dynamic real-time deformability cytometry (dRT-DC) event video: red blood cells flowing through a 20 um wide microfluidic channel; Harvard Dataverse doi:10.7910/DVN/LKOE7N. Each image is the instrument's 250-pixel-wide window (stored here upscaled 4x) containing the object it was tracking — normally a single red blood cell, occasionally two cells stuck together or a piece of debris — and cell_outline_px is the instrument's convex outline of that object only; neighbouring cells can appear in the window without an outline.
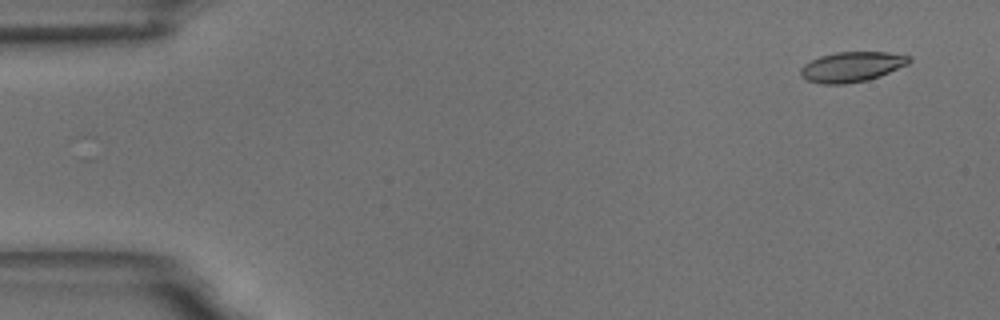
{"species": "common noctule bat (a hibernating species)", "species_latin": "Nyctalus noctula", "temperature_condition": "room temperature", "stored_images_in_passage": 5, "camera_frame_rate_fps": 3000, "um_per_image_px": 0.085, "animal": {"sex": "male", "body_mass_g": 18.8}, "frame": {"image": 1, "passage_image": 2, "time_ms": 1.0, "image_size_px": [1000, 320], "cell_outline_px": [[912, 60], [908, 64], [880, 76], [868, 80], [844, 84], [820, 84], [808, 80], [800, 76], [800, 68], [804, 64], [820, 56], [836, 52], [888, 52], [912, 56]], "centroid_in_image_um": [72.41, 5.68], "position_along_channel_um": 12.6, "area_um2": 19.13}}
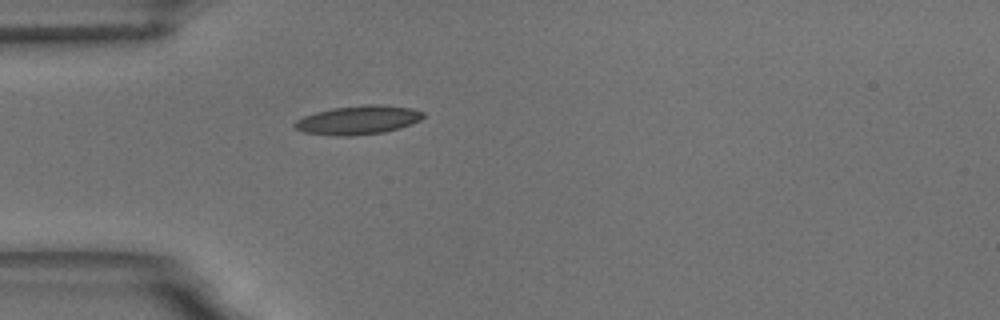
{"frame": {"image": 2, "passage_image": 5, "time_ms": 5.333, "image_size_px": [1000, 320], "cell_outline_px": [[424, 116], [420, 120], [400, 128], [384, 132], [348, 136], [340, 136], [304, 132], [296, 128], [292, 124], [296, 120], [304, 116], [316, 112], [332, 108], [364, 104], [380, 104], [412, 108], [424, 112]], "centroid_in_image_um": [30.45, 10.19], "position_along_channel_um": 54.5, "area_um2": 21.56}}